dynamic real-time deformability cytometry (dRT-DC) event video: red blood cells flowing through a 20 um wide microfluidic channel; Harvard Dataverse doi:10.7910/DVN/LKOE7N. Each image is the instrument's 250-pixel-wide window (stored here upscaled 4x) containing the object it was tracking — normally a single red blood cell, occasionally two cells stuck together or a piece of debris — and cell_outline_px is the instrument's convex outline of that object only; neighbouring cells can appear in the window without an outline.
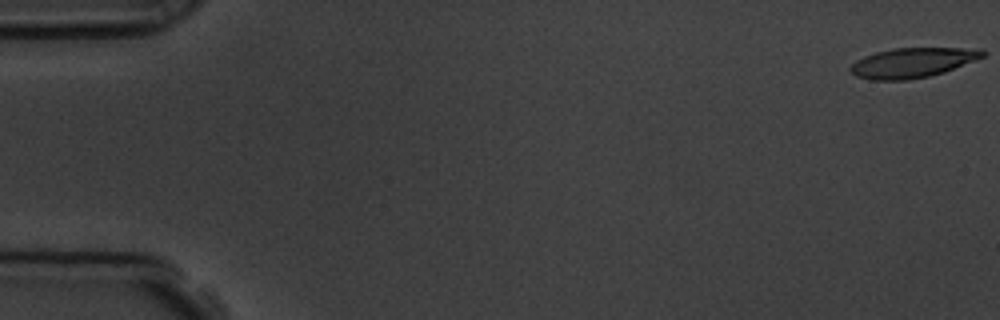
{"species": "common noctule bat (a hibernating species)", "species_latin": "Nyctalus noctula", "temperature_condition": "room temperature", "stored_images_in_passage": 54, "camera_frame_rate_fps": 3000, "um_per_image_px": 0.085, "animal": {"sex": "male", "body_mass_g": 19.5, "forearm_length_mm": 54.6}, "frame": {"image": 1, "passage_image": 1, "time_ms": 0.0, "image_size_px": [1000, 320], "cell_outline_px": [[984, 52], [980, 56], [952, 68], [940, 72], [924, 76], [864, 76], [856, 72], [852, 68], [864, 60], [872, 56], [884, 52], [904, 48], [952, 48]], "centroid_in_image_um": [77.73, 5.25], "position_along_channel_um": 7.3, "area_um2": 18.96}}
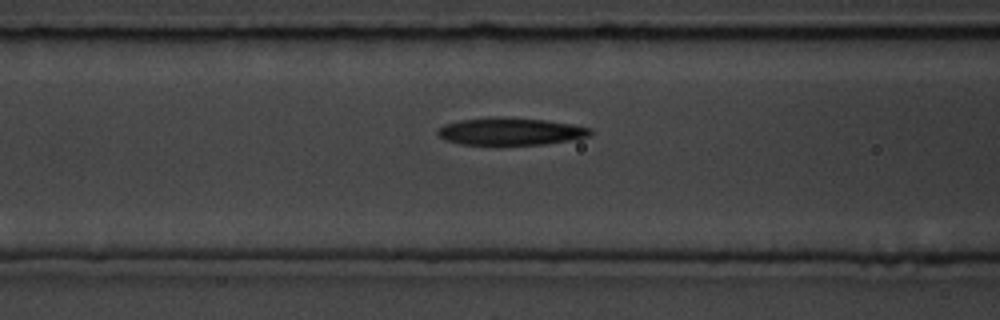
{"frame": {"image": 2, "passage_image": 22, "time_ms": 7.0, "image_size_px": [1000, 320], "cell_outline_px": [[588, 132], [580, 136], [560, 140], [528, 144], [472, 144], [456, 140], [444, 136], [440, 132], [444, 128], [456, 124], [472, 120], [532, 120], [560, 124], [584, 128]], "centroid_in_image_um": [43.39, 11.22], "position_along_channel_um": 123.2, "area_um2": 19.94}}
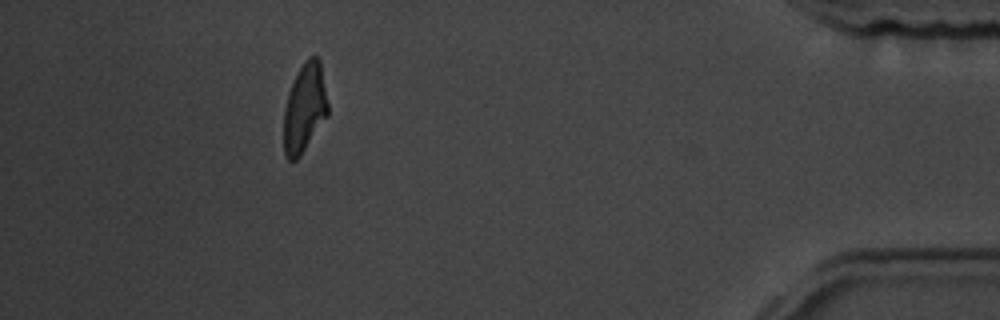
{"frame": {"image": 3, "passage_image": 49, "time_ms": 16.0, "image_size_px": [1000, 320], "cell_outline_px": [[328, 112], [300, 152], [292, 160], [288, 156], [284, 148], [284, 116], [288, 100], [296, 76], [304, 64], [312, 56], [316, 56], [320, 68], [328, 108]], "centroid_in_image_um": [25.88, 9.16], "position_along_channel_um": 409.3, "area_um2": 20.46}, "authors_computed_cell_mechanics": {"area_um2": 20.0855, "velocity_mm_per_s": 3.8042, "shape_relaxation_time_tau1_ms": null, "shape_relaxation_time_tau2_ms": 11.3432, "deformation_change_tau1": null, "deformation_change_tau2": 0.2878}}